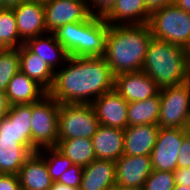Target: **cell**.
Masks as SVG:
<instances>
[{"mask_svg": "<svg viewBox=\"0 0 190 190\" xmlns=\"http://www.w3.org/2000/svg\"><path fill=\"white\" fill-rule=\"evenodd\" d=\"M66 64L69 66L55 71L53 85L48 91L58 103L91 104L114 89L115 76L104 57L69 56Z\"/></svg>", "mask_w": 190, "mask_h": 190, "instance_id": "cell-1", "label": "cell"}, {"mask_svg": "<svg viewBox=\"0 0 190 190\" xmlns=\"http://www.w3.org/2000/svg\"><path fill=\"white\" fill-rule=\"evenodd\" d=\"M152 38L148 24L109 25L103 57L114 76L142 71Z\"/></svg>", "mask_w": 190, "mask_h": 190, "instance_id": "cell-2", "label": "cell"}, {"mask_svg": "<svg viewBox=\"0 0 190 190\" xmlns=\"http://www.w3.org/2000/svg\"><path fill=\"white\" fill-rule=\"evenodd\" d=\"M157 86H177L190 81V52L178 45L152 38L142 67Z\"/></svg>", "mask_w": 190, "mask_h": 190, "instance_id": "cell-3", "label": "cell"}, {"mask_svg": "<svg viewBox=\"0 0 190 190\" xmlns=\"http://www.w3.org/2000/svg\"><path fill=\"white\" fill-rule=\"evenodd\" d=\"M153 38L190 52V13L175 3L151 12L148 22Z\"/></svg>", "mask_w": 190, "mask_h": 190, "instance_id": "cell-4", "label": "cell"}, {"mask_svg": "<svg viewBox=\"0 0 190 190\" xmlns=\"http://www.w3.org/2000/svg\"><path fill=\"white\" fill-rule=\"evenodd\" d=\"M159 128H190V81L160 89Z\"/></svg>", "mask_w": 190, "mask_h": 190, "instance_id": "cell-5", "label": "cell"}, {"mask_svg": "<svg viewBox=\"0 0 190 190\" xmlns=\"http://www.w3.org/2000/svg\"><path fill=\"white\" fill-rule=\"evenodd\" d=\"M59 106L49 94L32 104L31 143L40 151L58 144Z\"/></svg>", "mask_w": 190, "mask_h": 190, "instance_id": "cell-6", "label": "cell"}, {"mask_svg": "<svg viewBox=\"0 0 190 190\" xmlns=\"http://www.w3.org/2000/svg\"><path fill=\"white\" fill-rule=\"evenodd\" d=\"M99 126L92 104H60L58 140L91 139Z\"/></svg>", "mask_w": 190, "mask_h": 190, "instance_id": "cell-7", "label": "cell"}, {"mask_svg": "<svg viewBox=\"0 0 190 190\" xmlns=\"http://www.w3.org/2000/svg\"><path fill=\"white\" fill-rule=\"evenodd\" d=\"M189 129L160 128L150 157L153 170L175 172L178 169L179 149Z\"/></svg>", "mask_w": 190, "mask_h": 190, "instance_id": "cell-8", "label": "cell"}, {"mask_svg": "<svg viewBox=\"0 0 190 190\" xmlns=\"http://www.w3.org/2000/svg\"><path fill=\"white\" fill-rule=\"evenodd\" d=\"M47 34L68 23L87 20L91 15L87 0H43Z\"/></svg>", "mask_w": 190, "mask_h": 190, "instance_id": "cell-9", "label": "cell"}, {"mask_svg": "<svg viewBox=\"0 0 190 190\" xmlns=\"http://www.w3.org/2000/svg\"><path fill=\"white\" fill-rule=\"evenodd\" d=\"M91 104L99 125L122 130L128 127V102L114 89L96 98Z\"/></svg>", "mask_w": 190, "mask_h": 190, "instance_id": "cell-10", "label": "cell"}, {"mask_svg": "<svg viewBox=\"0 0 190 190\" xmlns=\"http://www.w3.org/2000/svg\"><path fill=\"white\" fill-rule=\"evenodd\" d=\"M116 185L123 188L142 189L153 171L150 156L122 155L115 161Z\"/></svg>", "mask_w": 190, "mask_h": 190, "instance_id": "cell-11", "label": "cell"}, {"mask_svg": "<svg viewBox=\"0 0 190 190\" xmlns=\"http://www.w3.org/2000/svg\"><path fill=\"white\" fill-rule=\"evenodd\" d=\"M114 90L128 103L146 100L160 92L155 81L143 71L116 75Z\"/></svg>", "mask_w": 190, "mask_h": 190, "instance_id": "cell-12", "label": "cell"}, {"mask_svg": "<svg viewBox=\"0 0 190 190\" xmlns=\"http://www.w3.org/2000/svg\"><path fill=\"white\" fill-rule=\"evenodd\" d=\"M20 39L40 36L46 31L43 0H26L13 8Z\"/></svg>", "mask_w": 190, "mask_h": 190, "instance_id": "cell-13", "label": "cell"}, {"mask_svg": "<svg viewBox=\"0 0 190 190\" xmlns=\"http://www.w3.org/2000/svg\"><path fill=\"white\" fill-rule=\"evenodd\" d=\"M32 104L10 106L7 116L0 122V137L18 138L23 146L31 143Z\"/></svg>", "mask_w": 190, "mask_h": 190, "instance_id": "cell-14", "label": "cell"}, {"mask_svg": "<svg viewBox=\"0 0 190 190\" xmlns=\"http://www.w3.org/2000/svg\"><path fill=\"white\" fill-rule=\"evenodd\" d=\"M38 150L19 169L18 178L21 190H48L54 183L46 167L45 158Z\"/></svg>", "mask_w": 190, "mask_h": 190, "instance_id": "cell-15", "label": "cell"}, {"mask_svg": "<svg viewBox=\"0 0 190 190\" xmlns=\"http://www.w3.org/2000/svg\"><path fill=\"white\" fill-rule=\"evenodd\" d=\"M159 129L156 124L128 126L124 129L123 155L150 156Z\"/></svg>", "mask_w": 190, "mask_h": 190, "instance_id": "cell-16", "label": "cell"}, {"mask_svg": "<svg viewBox=\"0 0 190 190\" xmlns=\"http://www.w3.org/2000/svg\"><path fill=\"white\" fill-rule=\"evenodd\" d=\"M96 159L116 161L123 155L124 130L99 125L91 138Z\"/></svg>", "mask_w": 190, "mask_h": 190, "instance_id": "cell-17", "label": "cell"}, {"mask_svg": "<svg viewBox=\"0 0 190 190\" xmlns=\"http://www.w3.org/2000/svg\"><path fill=\"white\" fill-rule=\"evenodd\" d=\"M115 162L95 159L83 168L79 190H109L116 185Z\"/></svg>", "mask_w": 190, "mask_h": 190, "instance_id": "cell-18", "label": "cell"}, {"mask_svg": "<svg viewBox=\"0 0 190 190\" xmlns=\"http://www.w3.org/2000/svg\"><path fill=\"white\" fill-rule=\"evenodd\" d=\"M109 24L104 18L90 16L83 21L82 57H103Z\"/></svg>", "mask_w": 190, "mask_h": 190, "instance_id": "cell-19", "label": "cell"}, {"mask_svg": "<svg viewBox=\"0 0 190 190\" xmlns=\"http://www.w3.org/2000/svg\"><path fill=\"white\" fill-rule=\"evenodd\" d=\"M10 106L33 104L41 100L48 92L36 81L19 71L10 80L5 91Z\"/></svg>", "mask_w": 190, "mask_h": 190, "instance_id": "cell-20", "label": "cell"}, {"mask_svg": "<svg viewBox=\"0 0 190 190\" xmlns=\"http://www.w3.org/2000/svg\"><path fill=\"white\" fill-rule=\"evenodd\" d=\"M38 149L23 146L18 138L0 137V174H18L26 160Z\"/></svg>", "mask_w": 190, "mask_h": 190, "instance_id": "cell-21", "label": "cell"}, {"mask_svg": "<svg viewBox=\"0 0 190 190\" xmlns=\"http://www.w3.org/2000/svg\"><path fill=\"white\" fill-rule=\"evenodd\" d=\"M150 16L144 0H116L104 20L109 25H139L148 24ZM118 20L122 23H116Z\"/></svg>", "mask_w": 190, "mask_h": 190, "instance_id": "cell-22", "label": "cell"}, {"mask_svg": "<svg viewBox=\"0 0 190 190\" xmlns=\"http://www.w3.org/2000/svg\"><path fill=\"white\" fill-rule=\"evenodd\" d=\"M18 50L20 71L36 81L48 92L53 85L55 72L24 44Z\"/></svg>", "mask_w": 190, "mask_h": 190, "instance_id": "cell-23", "label": "cell"}, {"mask_svg": "<svg viewBox=\"0 0 190 190\" xmlns=\"http://www.w3.org/2000/svg\"><path fill=\"white\" fill-rule=\"evenodd\" d=\"M40 36L27 39L24 45L42 60H44L47 65L55 72L57 68V62L60 59L63 62L69 58L68 53L65 51L64 47L56 40L55 35L51 33L50 36L44 38ZM56 67V68H55Z\"/></svg>", "mask_w": 190, "mask_h": 190, "instance_id": "cell-24", "label": "cell"}, {"mask_svg": "<svg viewBox=\"0 0 190 190\" xmlns=\"http://www.w3.org/2000/svg\"><path fill=\"white\" fill-rule=\"evenodd\" d=\"M160 111V92L143 101L128 103V126L156 124Z\"/></svg>", "mask_w": 190, "mask_h": 190, "instance_id": "cell-25", "label": "cell"}, {"mask_svg": "<svg viewBox=\"0 0 190 190\" xmlns=\"http://www.w3.org/2000/svg\"><path fill=\"white\" fill-rule=\"evenodd\" d=\"M56 148L74 165L85 167L96 159L91 139L74 138L69 140H58Z\"/></svg>", "mask_w": 190, "mask_h": 190, "instance_id": "cell-26", "label": "cell"}, {"mask_svg": "<svg viewBox=\"0 0 190 190\" xmlns=\"http://www.w3.org/2000/svg\"><path fill=\"white\" fill-rule=\"evenodd\" d=\"M53 34L70 57H82L83 21L63 25Z\"/></svg>", "mask_w": 190, "mask_h": 190, "instance_id": "cell-27", "label": "cell"}, {"mask_svg": "<svg viewBox=\"0 0 190 190\" xmlns=\"http://www.w3.org/2000/svg\"><path fill=\"white\" fill-rule=\"evenodd\" d=\"M17 29L13 8L0 10V39L8 48H19L24 44ZM17 46V47H16Z\"/></svg>", "mask_w": 190, "mask_h": 190, "instance_id": "cell-28", "label": "cell"}, {"mask_svg": "<svg viewBox=\"0 0 190 190\" xmlns=\"http://www.w3.org/2000/svg\"><path fill=\"white\" fill-rule=\"evenodd\" d=\"M20 71L18 48L0 52V91L5 92L12 77Z\"/></svg>", "mask_w": 190, "mask_h": 190, "instance_id": "cell-29", "label": "cell"}, {"mask_svg": "<svg viewBox=\"0 0 190 190\" xmlns=\"http://www.w3.org/2000/svg\"><path fill=\"white\" fill-rule=\"evenodd\" d=\"M45 151H49L51 155L46 159V167L53 182H57L64 172L67 171L72 165V161L63 155L56 147H45Z\"/></svg>", "mask_w": 190, "mask_h": 190, "instance_id": "cell-30", "label": "cell"}, {"mask_svg": "<svg viewBox=\"0 0 190 190\" xmlns=\"http://www.w3.org/2000/svg\"><path fill=\"white\" fill-rule=\"evenodd\" d=\"M174 187L173 172L153 170L146 179L142 190H173Z\"/></svg>", "mask_w": 190, "mask_h": 190, "instance_id": "cell-31", "label": "cell"}, {"mask_svg": "<svg viewBox=\"0 0 190 190\" xmlns=\"http://www.w3.org/2000/svg\"><path fill=\"white\" fill-rule=\"evenodd\" d=\"M83 168L84 167L80 165H72L67 171L64 172L63 176H61L57 182L72 188L80 189Z\"/></svg>", "mask_w": 190, "mask_h": 190, "instance_id": "cell-32", "label": "cell"}, {"mask_svg": "<svg viewBox=\"0 0 190 190\" xmlns=\"http://www.w3.org/2000/svg\"><path fill=\"white\" fill-rule=\"evenodd\" d=\"M116 0H90L88 2V11L91 16L104 18L113 8ZM93 5V8H91ZM91 8V9H90ZM97 9V13L93 9Z\"/></svg>", "mask_w": 190, "mask_h": 190, "instance_id": "cell-33", "label": "cell"}, {"mask_svg": "<svg viewBox=\"0 0 190 190\" xmlns=\"http://www.w3.org/2000/svg\"><path fill=\"white\" fill-rule=\"evenodd\" d=\"M178 168L190 167V133L183 139L178 155Z\"/></svg>", "mask_w": 190, "mask_h": 190, "instance_id": "cell-34", "label": "cell"}, {"mask_svg": "<svg viewBox=\"0 0 190 190\" xmlns=\"http://www.w3.org/2000/svg\"><path fill=\"white\" fill-rule=\"evenodd\" d=\"M0 190H21L18 175L0 174Z\"/></svg>", "mask_w": 190, "mask_h": 190, "instance_id": "cell-35", "label": "cell"}, {"mask_svg": "<svg viewBox=\"0 0 190 190\" xmlns=\"http://www.w3.org/2000/svg\"><path fill=\"white\" fill-rule=\"evenodd\" d=\"M173 174L175 185L188 186L190 188V167L178 168Z\"/></svg>", "mask_w": 190, "mask_h": 190, "instance_id": "cell-36", "label": "cell"}, {"mask_svg": "<svg viewBox=\"0 0 190 190\" xmlns=\"http://www.w3.org/2000/svg\"><path fill=\"white\" fill-rule=\"evenodd\" d=\"M147 9L152 12L156 9L163 8L167 5L173 4L174 0H144Z\"/></svg>", "mask_w": 190, "mask_h": 190, "instance_id": "cell-37", "label": "cell"}, {"mask_svg": "<svg viewBox=\"0 0 190 190\" xmlns=\"http://www.w3.org/2000/svg\"><path fill=\"white\" fill-rule=\"evenodd\" d=\"M10 104L5 92L0 91V122L7 116Z\"/></svg>", "mask_w": 190, "mask_h": 190, "instance_id": "cell-38", "label": "cell"}, {"mask_svg": "<svg viewBox=\"0 0 190 190\" xmlns=\"http://www.w3.org/2000/svg\"><path fill=\"white\" fill-rule=\"evenodd\" d=\"M26 0H1L4 8H14Z\"/></svg>", "mask_w": 190, "mask_h": 190, "instance_id": "cell-39", "label": "cell"}, {"mask_svg": "<svg viewBox=\"0 0 190 190\" xmlns=\"http://www.w3.org/2000/svg\"><path fill=\"white\" fill-rule=\"evenodd\" d=\"M174 3L181 9L190 13V0H174Z\"/></svg>", "mask_w": 190, "mask_h": 190, "instance_id": "cell-40", "label": "cell"}, {"mask_svg": "<svg viewBox=\"0 0 190 190\" xmlns=\"http://www.w3.org/2000/svg\"><path fill=\"white\" fill-rule=\"evenodd\" d=\"M48 190H79L58 182H54Z\"/></svg>", "mask_w": 190, "mask_h": 190, "instance_id": "cell-41", "label": "cell"}, {"mask_svg": "<svg viewBox=\"0 0 190 190\" xmlns=\"http://www.w3.org/2000/svg\"><path fill=\"white\" fill-rule=\"evenodd\" d=\"M109 190H142V189H137V188H123L120 187L118 185H115L113 188L109 189Z\"/></svg>", "mask_w": 190, "mask_h": 190, "instance_id": "cell-42", "label": "cell"}, {"mask_svg": "<svg viewBox=\"0 0 190 190\" xmlns=\"http://www.w3.org/2000/svg\"><path fill=\"white\" fill-rule=\"evenodd\" d=\"M173 190H190L188 186L175 185Z\"/></svg>", "mask_w": 190, "mask_h": 190, "instance_id": "cell-43", "label": "cell"}, {"mask_svg": "<svg viewBox=\"0 0 190 190\" xmlns=\"http://www.w3.org/2000/svg\"><path fill=\"white\" fill-rule=\"evenodd\" d=\"M8 47L0 39V52L7 50Z\"/></svg>", "mask_w": 190, "mask_h": 190, "instance_id": "cell-44", "label": "cell"}, {"mask_svg": "<svg viewBox=\"0 0 190 190\" xmlns=\"http://www.w3.org/2000/svg\"><path fill=\"white\" fill-rule=\"evenodd\" d=\"M2 9H4V6H3V4H2V2L0 0V10H2Z\"/></svg>", "mask_w": 190, "mask_h": 190, "instance_id": "cell-45", "label": "cell"}]
</instances>
